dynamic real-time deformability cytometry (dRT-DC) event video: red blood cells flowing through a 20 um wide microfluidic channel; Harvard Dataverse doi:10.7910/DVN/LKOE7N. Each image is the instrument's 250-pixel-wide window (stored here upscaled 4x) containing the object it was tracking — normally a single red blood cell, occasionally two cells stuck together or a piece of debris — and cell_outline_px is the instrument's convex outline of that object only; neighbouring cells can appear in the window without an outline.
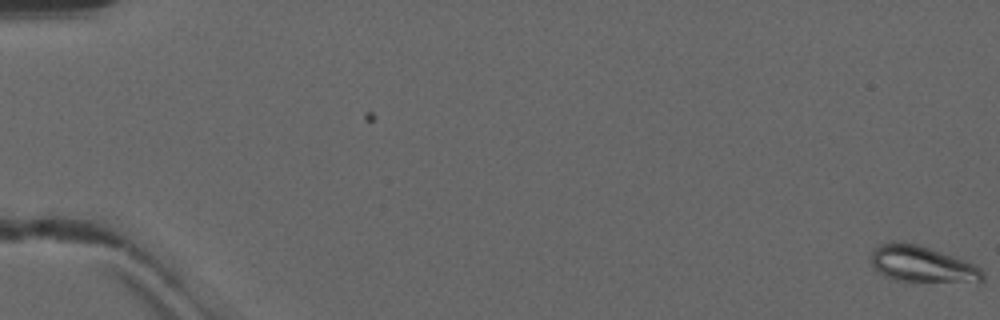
{"species": "common noctule bat (a hibernating species)", "species_latin": "Nyctalus noctula", "temperature_condition": "warm", "stored_images_in_passage": 7, "camera_frame_rate_fps": 3000, "um_per_image_px": 0.085, "animal": {"sex": "male", "forearm_length_mm": 52.5}, "frame": {"image": 1, "passage_image": 1, "time_ms": 0.0, "image_size_px": [1000, 320], "cell_outline_px": [[984, 280], [980, 284], [976, 284], [896, 280], [884, 276], [872, 268], [872, 248], [880, 244], [892, 240], [916, 244], [956, 256], [980, 268], [984, 272]], "centroid_in_image_um": [78.43, 22.48], "position_along_channel_um": 6.6, "area_um2": 24.39}}